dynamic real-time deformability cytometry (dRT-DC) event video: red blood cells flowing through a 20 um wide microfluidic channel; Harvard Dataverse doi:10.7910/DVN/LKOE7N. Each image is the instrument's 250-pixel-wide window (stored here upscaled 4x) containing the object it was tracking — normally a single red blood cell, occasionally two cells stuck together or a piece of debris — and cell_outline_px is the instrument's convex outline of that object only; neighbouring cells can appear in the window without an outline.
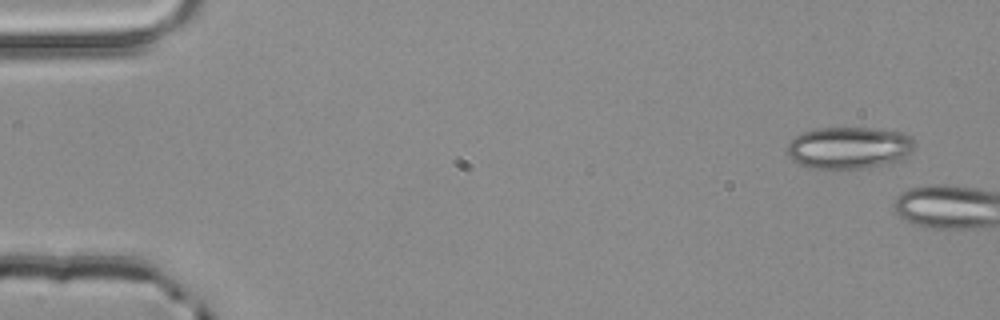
{"species": "common noctule bat (a hibernating species)", "species_latin": "Nyctalus noctula", "temperature_condition": "room temperature", "stored_images_in_passage": 4, "camera_frame_rate_fps": 3000, "um_per_image_px": 0.085, "animal": {"sex": "male", "body_mass_g": 20.4}, "frame": {"image": 1, "passage_image": 1, "time_ms": 0.0, "image_size_px": [1000, 320], "cell_outline_px": [[916, 148], [900, 160], [888, 164], [864, 168], [832, 172], [808, 168], [792, 160], [788, 156], [788, 140], [804, 132], [816, 128], [876, 128], [900, 132], [908, 136], [916, 144]], "centroid_in_image_um": [72.13, 12.6], "position_along_channel_um": 12.9, "area_um2": 32.08}}